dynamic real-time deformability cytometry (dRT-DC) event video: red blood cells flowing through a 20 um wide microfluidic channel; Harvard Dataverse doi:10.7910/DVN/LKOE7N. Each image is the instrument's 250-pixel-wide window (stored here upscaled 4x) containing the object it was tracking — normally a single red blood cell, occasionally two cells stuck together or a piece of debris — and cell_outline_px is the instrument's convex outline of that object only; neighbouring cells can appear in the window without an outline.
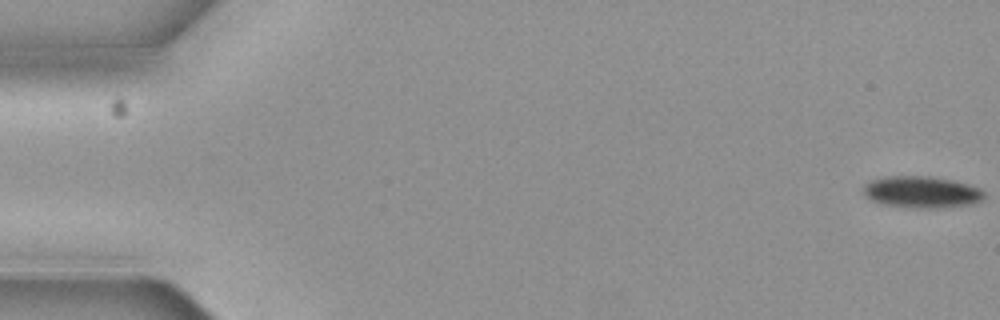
{"species": "common noctule bat (a hibernating species)", "species_latin": "Nyctalus noctula", "temperature_condition": "cold", "stored_images_in_passage": 7, "camera_frame_rate_fps": 3000, "um_per_image_px": 0.085, "animal": {"sex": "female", "body_mass_g": 19.3, "forearm_length_mm": 54.1}, "frame": {"image": 1, "passage_image": 1, "time_ms": 0.0, "image_size_px": [1000, 320], "cell_outline_px": [[984, 196], [980, 200], [972, 204], [940, 208], [912, 208], [880, 204], [872, 200], [864, 192], [864, 184], [872, 180], [888, 176], [928, 176], [952, 180], [968, 184], [980, 188], [984, 192]], "centroid_in_image_um": [78.35, 16.33], "position_along_channel_um": 6.7, "area_um2": 22.25}}
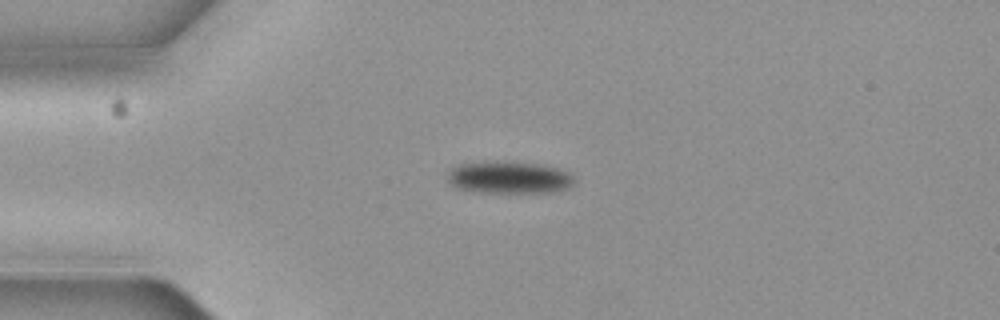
{"frame": {"image": 2, "passage_image": 5, "time_ms": 1.333, "image_size_px": [1000, 320], "cell_outline_px": [[572, 184], [568, 188], [552, 192], [484, 192], [456, 188], [448, 180], [448, 172], [452, 168], [460, 164], [544, 164], [556, 168], [564, 172], [572, 180]], "centroid_in_image_um": [43.25, 15.13], "position_along_channel_um": 41.7, "area_um2": 22.31}}
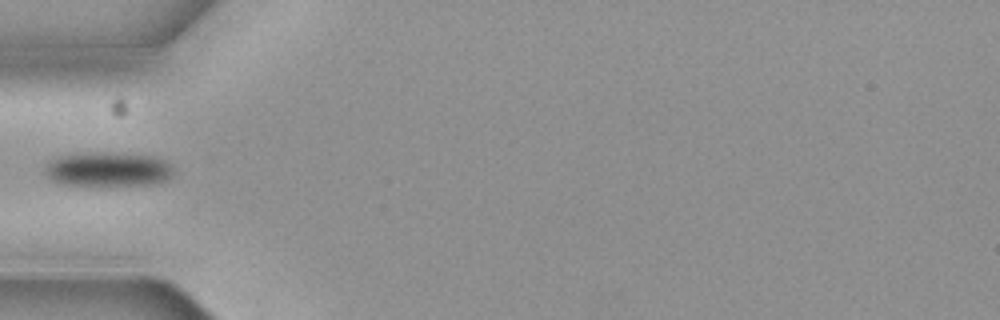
{"frame": {"image": 3, "passage_image": 6, "time_ms": 1.667, "image_size_px": [1000, 320], "cell_outline_px": [[172, 176], [164, 180], [152, 184], [60, 184], [48, 180], [44, 172], [44, 168], [52, 160], [60, 156], [92, 152], [108, 152], [156, 156], [172, 164]], "centroid_in_image_um": [9.17, 14.37], "position_along_channel_um": 75.8, "area_um2": 25.55}}